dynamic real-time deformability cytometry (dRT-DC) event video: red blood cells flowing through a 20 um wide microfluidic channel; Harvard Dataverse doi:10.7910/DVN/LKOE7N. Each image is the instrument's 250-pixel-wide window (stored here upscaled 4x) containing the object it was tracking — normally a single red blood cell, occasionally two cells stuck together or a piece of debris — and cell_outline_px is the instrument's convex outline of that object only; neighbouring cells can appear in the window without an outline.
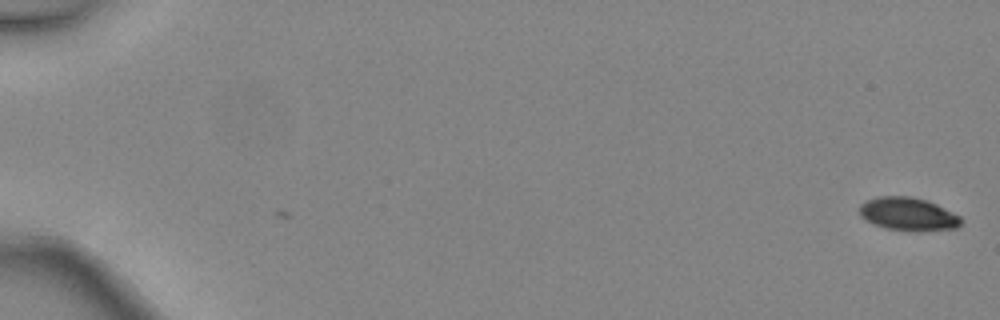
{"species": "common noctule bat (a hibernating species)", "species_latin": "Nyctalus noctula", "temperature_condition": "warm", "stored_images_in_passage": 5, "camera_frame_rate_fps": 3000, "um_per_image_px": 0.085, "animal": {"sex": "female", "body_mass_g": 24.6, "forearm_length_mm": 56.2}, "frame": {"image": 1, "passage_image": 1, "time_ms": 0.0, "image_size_px": [1000, 320], "cell_outline_px": [[960, 224], [956, 228], [920, 232], [916, 232], [888, 228], [872, 224], [864, 220], [860, 216], [860, 204], [876, 196], [912, 196], [928, 200], [960, 216]], "centroid_in_image_um": [77.17, 18.2], "position_along_channel_um": 7.8, "area_um2": 19.77}}
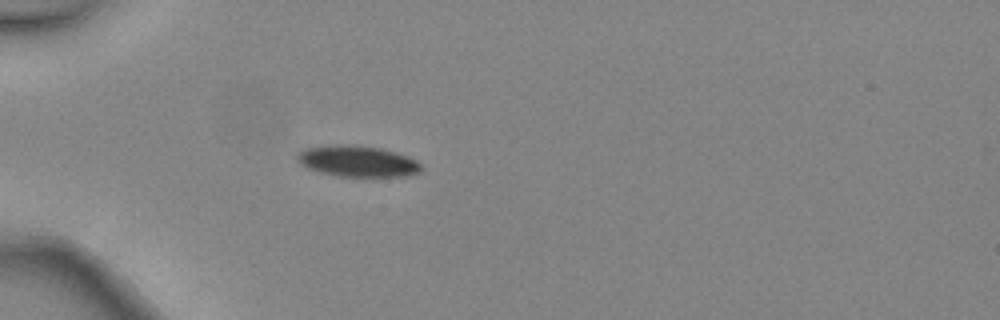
{"frame": {"image": 2, "passage_image": 5, "time_ms": 1.333, "image_size_px": [1000, 320], "cell_outline_px": [[424, 168], [420, 172], [408, 176], [336, 176], [320, 172], [308, 168], [300, 164], [296, 160], [296, 152], [304, 148], [332, 144], [356, 144], [380, 148], [396, 152], [408, 156], [416, 160]], "centroid_in_image_um": [30.36, 13.69], "position_along_channel_um": 54.6, "area_um2": 22.89}}